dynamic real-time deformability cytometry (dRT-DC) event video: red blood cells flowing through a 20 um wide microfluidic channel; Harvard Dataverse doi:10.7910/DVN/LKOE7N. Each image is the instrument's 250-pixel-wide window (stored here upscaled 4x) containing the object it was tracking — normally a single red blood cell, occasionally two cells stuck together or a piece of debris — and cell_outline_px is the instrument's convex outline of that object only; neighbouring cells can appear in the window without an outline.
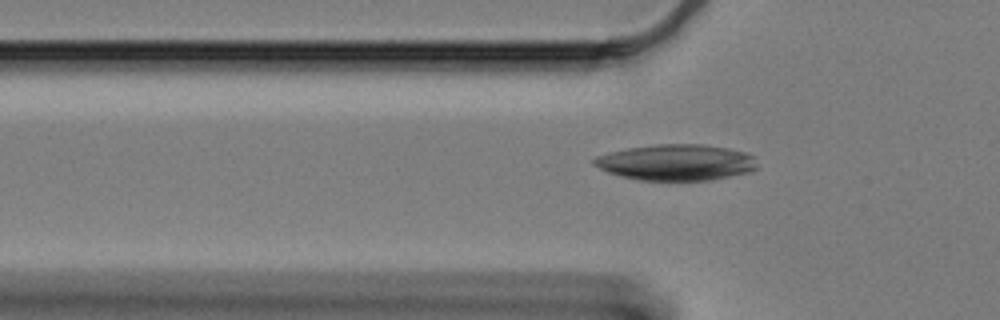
{"species": "Egyptian fruit bat (a non-hibernating species)", "species_latin": "Rousettus aegyptiacus", "temperature_condition": "cold", "stored_images_in_passage": 61, "camera_frame_rate_fps": 3000, "um_per_image_px": 0.085, "animal": {"sex": "female"}, "frame": {"image": 1, "passage_image": 19, "time_ms": 6.0, "image_size_px": [1000, 320], "cell_outline_px": [[756, 168], [752, 172], [708, 180], [636, 180], [620, 176], [608, 172], [592, 164], [592, 160], [596, 156], [608, 152], [628, 148], [656, 144], [704, 144], [728, 148], [744, 152], [752, 156]], "centroid_in_image_um": [57.43, 13.8], "position_along_channel_um": 68.4, "area_um2": 34.28}}
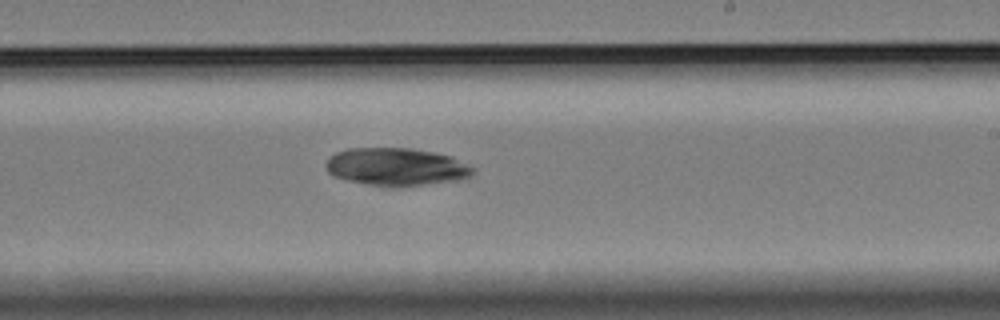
{"frame": {"image": 2, "passage_image": 36, "time_ms": 11.667, "image_size_px": [1000, 320], "cell_outline_px": [[476, 172], [460, 180], [396, 188], [388, 188], [348, 180], [332, 176], [328, 172], [324, 164], [336, 152], [348, 148], [412, 148], [452, 156], [476, 168]], "centroid_in_image_um": [33.71, 14.19], "position_along_channel_um": 255.3, "area_um2": 32.77}}
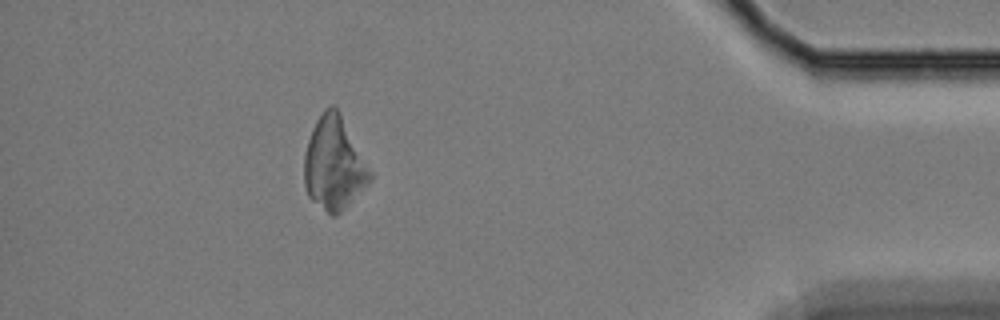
{"frame": {"image": 3, "passage_image": 54, "time_ms": 17.667, "image_size_px": [1000, 320], "cell_outline_px": [[372, 180], [336, 216], [332, 216], [312, 200], [308, 196], [304, 184], [304, 156], [308, 140], [312, 128], [316, 120], [324, 108], [332, 104], [340, 112], [372, 172]], "centroid_in_image_um": [28.38, 13.89], "position_along_channel_um": 406.8, "area_um2": 35.49}}